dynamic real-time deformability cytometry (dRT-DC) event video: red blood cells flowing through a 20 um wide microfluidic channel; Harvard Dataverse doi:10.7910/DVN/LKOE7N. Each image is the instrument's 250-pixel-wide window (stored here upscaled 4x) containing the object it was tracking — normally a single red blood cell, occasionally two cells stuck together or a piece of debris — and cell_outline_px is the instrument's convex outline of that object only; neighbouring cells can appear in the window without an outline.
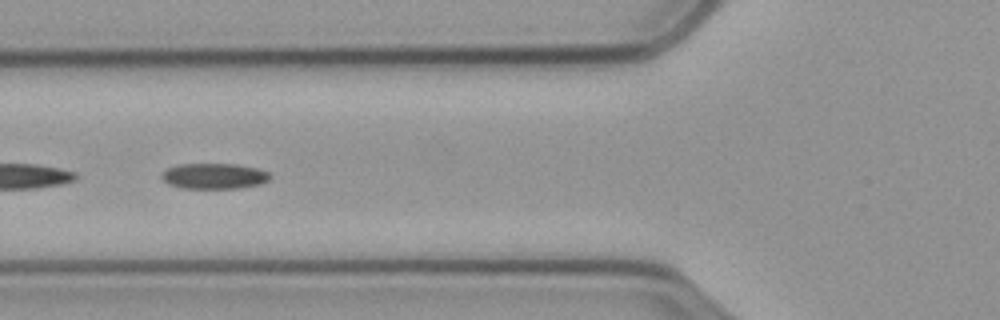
{"species": "common noctule bat (a hibernating species)", "species_latin": "Nyctalus noctula", "temperature_condition": "cold", "stored_images_in_passage": 11, "camera_frame_rate_fps": 3000, "um_per_image_px": 0.085, "animal": {"sex": "male", "body_mass_g": 23.1, "forearm_length_mm": 52.7}, "frame": {"image": 1, "passage_image": 5, "time_ms": 1.333, "image_size_px": [1000, 320], "cell_outline_px": [[272, 176], [268, 180], [260, 184], [240, 188], [184, 188], [168, 184], [160, 176], [168, 168], [180, 164], [236, 164], [256, 168], [268, 172]], "centroid_in_image_um": [18.22, 14.96], "position_along_channel_um": 107.6, "area_um2": 16.07}}